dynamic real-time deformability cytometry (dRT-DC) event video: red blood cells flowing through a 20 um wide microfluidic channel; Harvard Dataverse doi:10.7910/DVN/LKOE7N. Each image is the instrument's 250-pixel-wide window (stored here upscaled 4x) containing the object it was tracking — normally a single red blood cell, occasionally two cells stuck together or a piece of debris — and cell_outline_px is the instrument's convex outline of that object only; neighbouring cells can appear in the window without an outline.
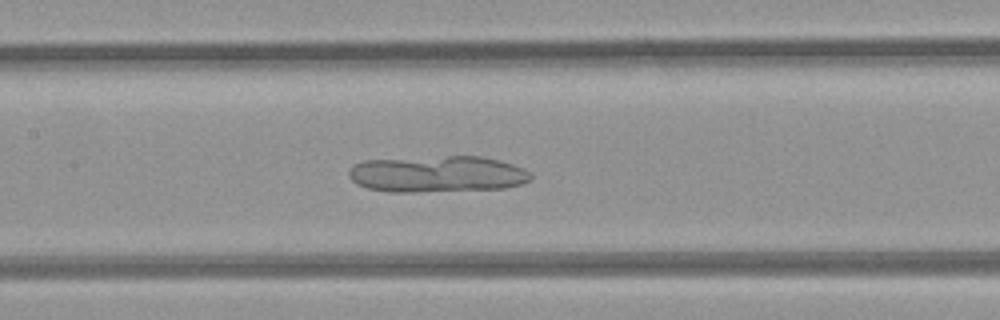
{"species": "common noctule bat (a hibernating species)", "species_latin": "Nyctalus noctula", "temperature_condition": "room temperature", "stored_images_in_passage": 39, "camera_frame_rate_fps": 3000, "um_per_image_px": 0.085, "animal": {"sex": "female", "body_mass_g": 21.9}, "frame": {"image": 1, "passage_image": 12, "time_ms": 3.667, "image_size_px": [1000, 320], "cell_outline_px": [[532, 180], [520, 184], [504, 188], [416, 192], [388, 192], [368, 188], [356, 184], [348, 176], [348, 172], [352, 164], [364, 160], [448, 156], [480, 156], [500, 160], [524, 168], [532, 176]], "centroid_in_image_um": [37.15, 14.79], "position_along_channel_um": 170.3, "area_um2": 38.84}}
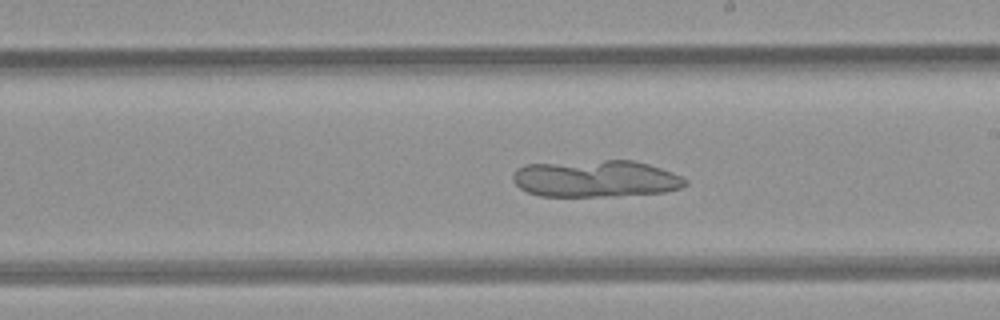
{"frame": {"image": 2, "passage_image": 17, "time_ms": 5.333, "image_size_px": [1000, 320], "cell_outline_px": [[688, 184], [680, 188], [664, 192], [616, 196], [540, 196], [528, 192], [520, 188], [512, 180], [512, 176], [516, 168], [524, 164], [604, 160], [632, 160], [648, 164], [672, 172], [688, 180]], "centroid_in_image_um": [50.62, 15.18], "position_along_channel_um": 238.4, "area_um2": 37.28}}